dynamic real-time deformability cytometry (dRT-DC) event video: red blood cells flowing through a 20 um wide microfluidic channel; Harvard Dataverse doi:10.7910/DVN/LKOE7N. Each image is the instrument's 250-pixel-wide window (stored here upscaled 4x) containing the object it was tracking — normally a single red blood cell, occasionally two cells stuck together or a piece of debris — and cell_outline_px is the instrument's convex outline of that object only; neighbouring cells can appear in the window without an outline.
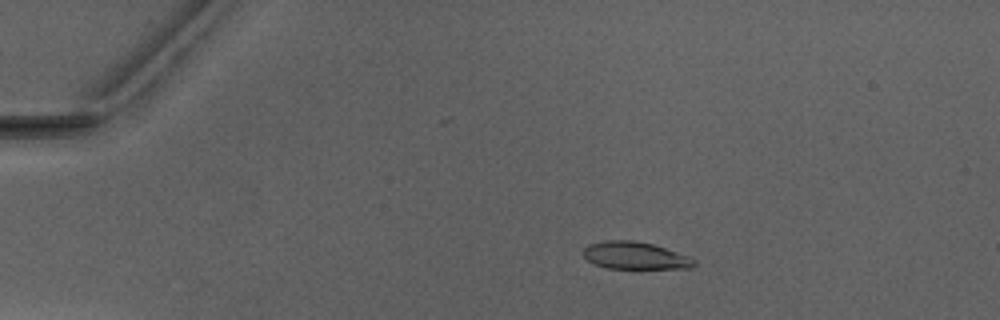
{"species": "Egyptian fruit bat (a non-hibernating species)", "species_latin": "Rousettus aegyptiacus", "temperature_condition": "warm", "stored_images_in_passage": 52, "camera_frame_rate_fps": 3000, "um_per_image_px": 0.085, "animal": {"sex": "male"}, "frame": {"image": 1, "passage_image": 11, "time_ms": 3.333, "image_size_px": [1000, 320], "cell_outline_px": [[696, 264], [692, 268], [608, 268], [596, 264], [588, 260], [580, 252], [588, 244], [604, 240], [632, 240], [652, 244], [692, 256], [696, 260]], "centroid_in_image_um": [54.0, 21.71], "position_along_channel_um": 31.0, "area_um2": 17.8}}
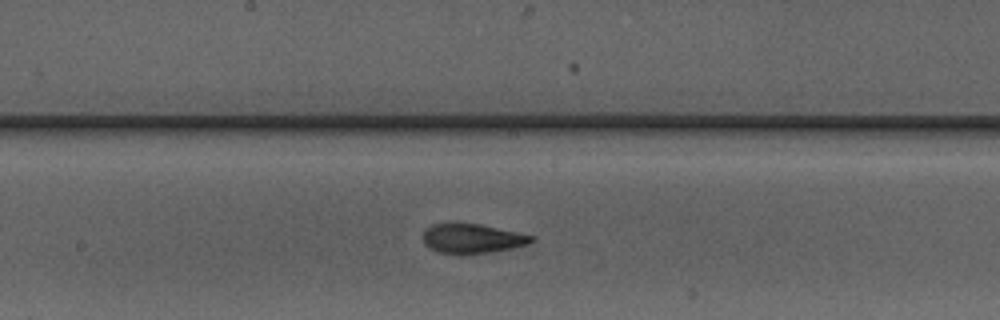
{"frame": {"image": 2, "passage_image": 29, "time_ms": 9.333, "image_size_px": [1000, 320], "cell_outline_px": [[536, 240], [528, 244], [512, 248], [488, 252], [460, 256], [440, 252], [424, 244], [424, 228], [432, 224], [480, 224], [536, 236]], "centroid_in_image_um": [40.16, 20.29], "position_along_channel_um": 208.0, "area_um2": 18.73}}
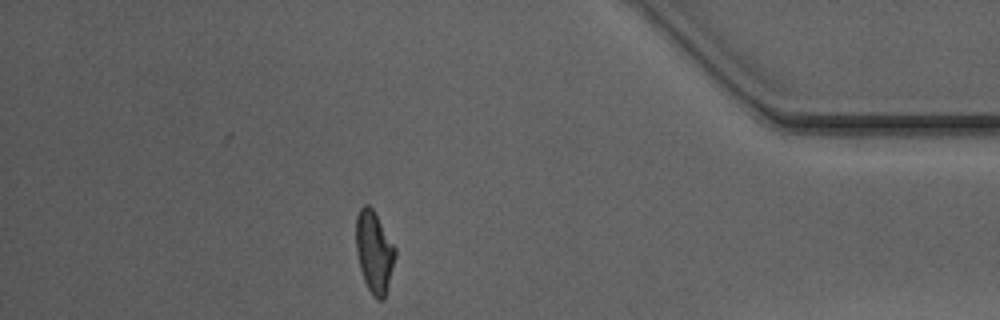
{"frame": {"image": 3, "passage_image": 46, "time_ms": 15.0, "image_size_px": [1000, 320], "cell_outline_px": [[396, 256], [384, 300], [376, 300], [372, 296], [364, 280], [360, 268], [356, 252], [356, 216], [360, 208], [364, 204], [368, 204], [372, 208], [396, 248]], "centroid_in_image_um": [31.8, 21.42], "position_along_channel_um": 403.4, "area_um2": 18.67}, "authors_computed_cell_mechanics": {"area_um2": 18.4093, "velocity_mm_per_s": 4.0985, "shape_relaxation_time_tau1_ms": 7.2487, "shape_relaxation_time_tau2_ms": 1.4931, "deformation_change_tau1": 0.2469, "deformation_change_tau2": 0.0952}}